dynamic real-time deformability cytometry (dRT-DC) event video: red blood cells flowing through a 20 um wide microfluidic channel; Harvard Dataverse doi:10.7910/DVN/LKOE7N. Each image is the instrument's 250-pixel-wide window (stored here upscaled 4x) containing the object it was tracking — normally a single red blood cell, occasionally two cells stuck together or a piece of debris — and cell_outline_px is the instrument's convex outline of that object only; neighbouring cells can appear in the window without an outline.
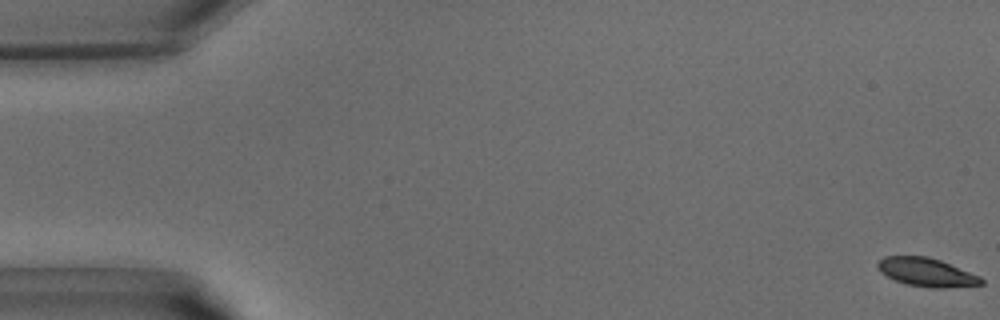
{"species": "common noctule bat (a hibernating species)", "species_latin": "Nyctalus noctula", "temperature_condition": "warm", "stored_images_in_passage": 41, "camera_frame_rate_fps": 3000, "um_per_image_px": 0.085, "animal": {"sex": "male", "body_mass_g": 15.6}, "frame": {"image": 1, "passage_image": 1, "time_ms": 0.0, "image_size_px": [1000, 320], "cell_outline_px": [[984, 284], [944, 288], [932, 288], [908, 284], [896, 280], [880, 272], [876, 268], [876, 264], [884, 256], [928, 256], [940, 260], [980, 276], [984, 280]], "centroid_in_image_um": [78.76, 23.13], "position_along_channel_um": 6.2, "area_um2": 17.11}}
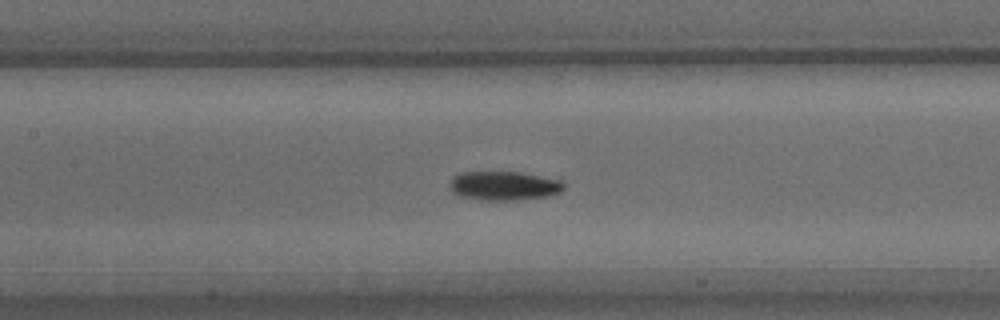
{"frame": {"image": 2, "passage_image": 19, "time_ms": 6.0, "image_size_px": [1000, 320], "cell_outline_px": [[564, 188], [560, 192], [548, 196], [512, 200], [480, 200], [456, 196], [448, 188], [448, 184], [460, 172], [520, 172], [564, 180]], "centroid_in_image_um": [42.82, 15.79], "position_along_channel_um": 164.6, "area_um2": 19.54}}
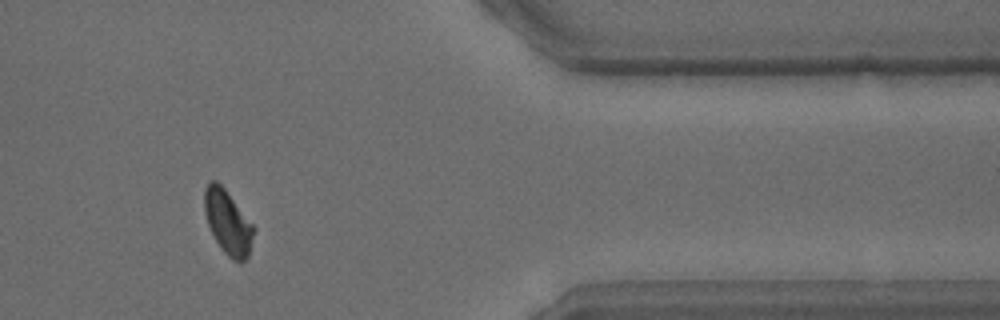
{"frame": {"image": 3, "passage_image": 34, "time_ms": 11.0, "image_size_px": [1000, 320], "cell_outline_px": [[256, 228], [248, 256], [240, 264], [232, 260], [220, 248], [208, 224], [204, 212], [204, 188], [212, 180], [216, 180], [224, 188]], "centroid_in_image_um": [19.38, 18.92], "position_along_channel_um": 392.0, "area_um2": 18.38}}